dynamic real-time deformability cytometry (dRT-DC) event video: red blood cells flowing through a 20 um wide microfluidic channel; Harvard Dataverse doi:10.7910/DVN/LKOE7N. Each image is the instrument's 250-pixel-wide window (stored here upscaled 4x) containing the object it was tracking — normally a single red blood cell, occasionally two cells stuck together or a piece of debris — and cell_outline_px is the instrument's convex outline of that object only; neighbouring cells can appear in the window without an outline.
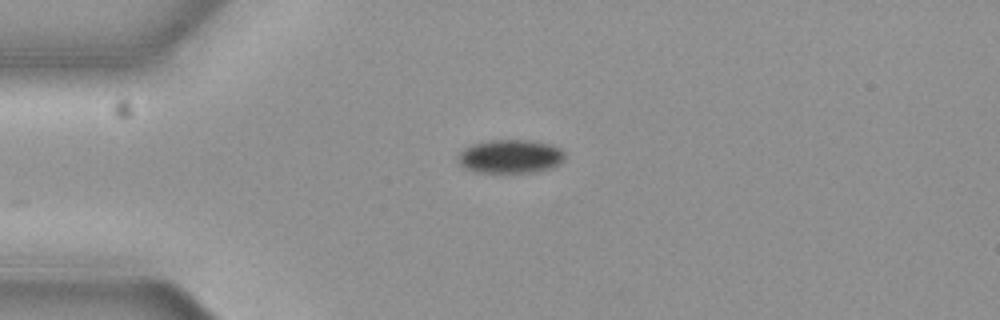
{"species": "common noctule bat (a hibernating species)", "species_latin": "Nyctalus noctula", "temperature_condition": "cold", "stored_images_in_passage": 31, "camera_frame_rate_fps": 3000, "um_per_image_px": 0.085, "animal": {"sex": "female", "body_mass_g": 19.3, "forearm_length_mm": 54.1}, "frame": {"image": 1, "passage_image": 1, "time_ms": 0.0, "image_size_px": [1000, 320], "cell_outline_px": [[564, 160], [560, 164], [552, 168], [536, 172], [472, 172], [464, 168], [456, 160], [456, 156], [464, 148], [472, 144], [488, 140], [536, 140], [552, 144], [560, 148], [564, 152]], "centroid_in_image_um": [43.38, 13.29], "position_along_channel_um": 41.6, "area_um2": 21.39}}
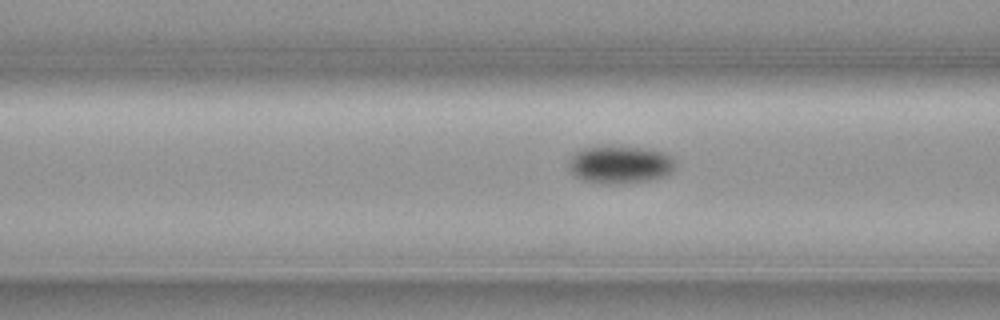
{"frame": {"image": 2, "passage_image": 9, "time_ms": 2.667, "image_size_px": [1000, 320], "cell_outline_px": [[676, 164], [672, 172], [664, 176], [648, 180], [612, 184], [608, 184], [584, 180], [576, 176], [568, 168], [568, 160], [572, 152], [580, 148], [600, 144], [612, 144], [648, 148], [664, 152]], "centroid_in_image_um": [52.63, 13.92], "position_along_channel_um": 114.0, "area_um2": 24.16}}
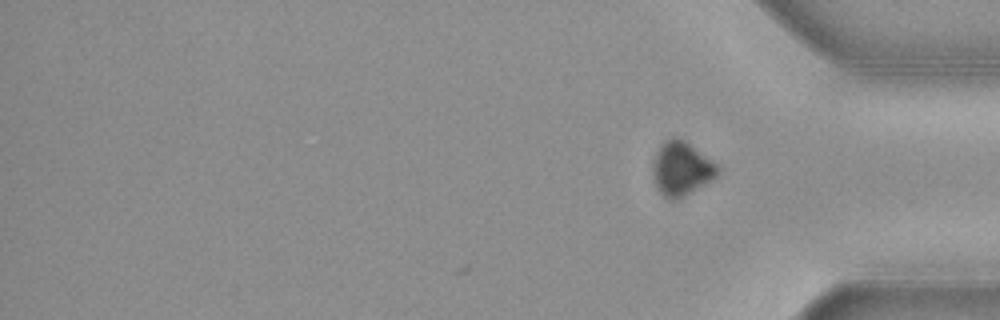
{"frame": {"image": 3, "passage_image": 31, "time_ms": 10.0, "image_size_px": [1000, 320], "cell_outline_px": [[720, 172], [712, 180], [684, 196], [676, 200], [668, 200], [660, 192], [652, 176], [652, 160], [660, 144], [664, 140], [672, 136], [676, 136], [684, 140], [712, 160], [720, 168]], "centroid_in_image_um": [57.89, 14.32], "position_along_channel_um": 377.3, "area_um2": 20.58}, "authors_computed_cell_mechanics": {"area_um2": 23.5824, "velocity_mm_per_s": 3.6818, "shape_relaxation_time_tau1_ms": 1.2519, "shape_relaxation_time_tau2_ms": null, "deformation_change_tau1": 0.0545, "deformation_change_tau2": null}}